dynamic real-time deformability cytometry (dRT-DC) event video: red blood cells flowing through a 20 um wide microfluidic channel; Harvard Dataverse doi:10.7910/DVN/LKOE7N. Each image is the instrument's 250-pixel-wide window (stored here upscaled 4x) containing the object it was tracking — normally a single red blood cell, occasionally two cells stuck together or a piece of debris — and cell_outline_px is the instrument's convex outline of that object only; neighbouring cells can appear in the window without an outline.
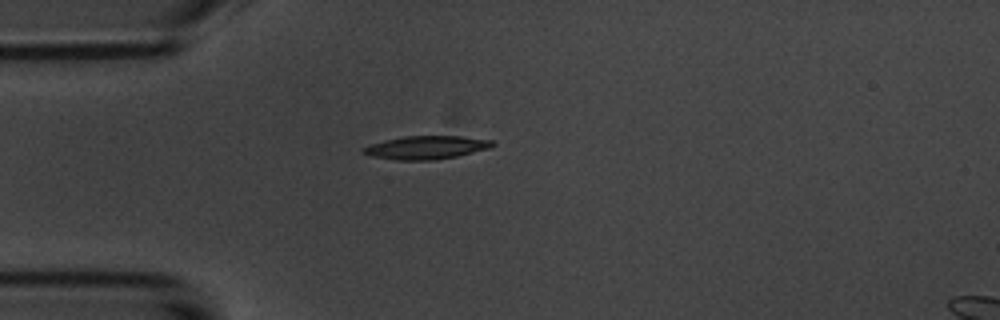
{"species": "common noctule bat (a hibernating species)", "species_latin": "Nyctalus noctula", "temperature_condition": "room temperature", "stored_images_in_passage": 5, "camera_frame_rate_fps": 3000, "um_per_image_px": 0.085, "animal": {"sex": "male", "body_mass_g": 20.1, "forearm_length_mm": 53.5}, "frame": {"image": 1, "passage_image": 1, "time_ms": 0.0, "image_size_px": [1000, 320], "cell_outline_px": [[496, 144], [488, 148], [456, 156], [432, 160], [396, 160], [368, 156], [360, 152], [360, 148], [384, 140], [404, 136], [460, 136], [492, 140]], "centroid_in_image_um": [36.15, 12.54], "position_along_channel_um": 48.8, "area_um2": 17.51}}
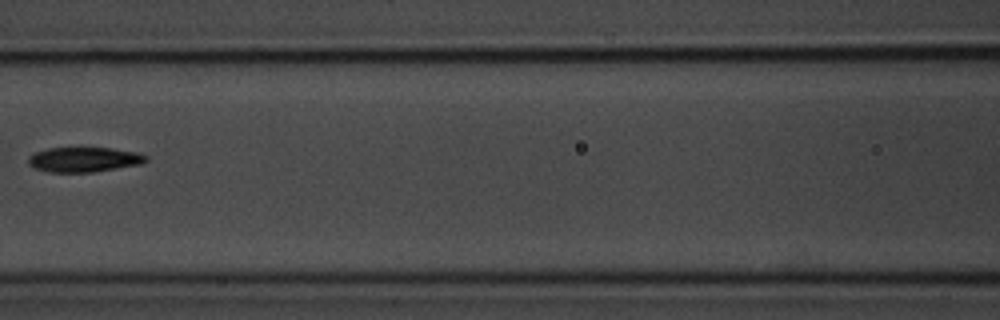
{"frame": {"image": 2, "passage_image": 4, "time_ms": 3.333, "image_size_px": [1000, 320], "cell_outline_px": [[148, 160], [140, 164], [92, 172], [48, 172], [36, 168], [28, 164], [28, 156], [36, 152], [48, 148], [112, 148], [140, 152], [148, 156]], "centroid_in_image_um": [7.16, 13.55], "position_along_channel_um": 159.4, "area_um2": 17.05}}
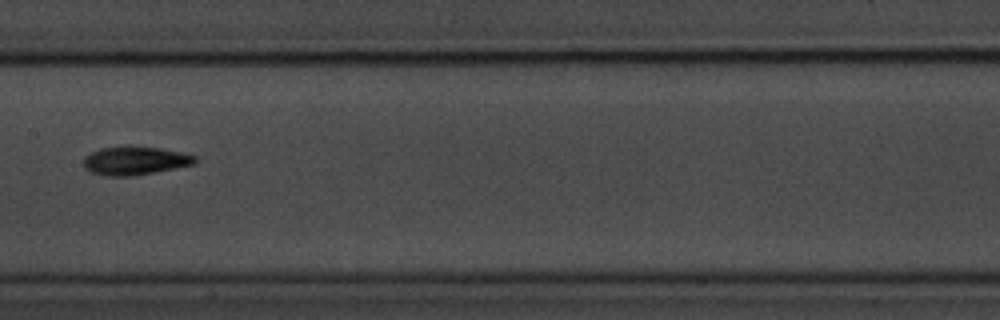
{"frame": {"image": 3, "passage_image": 5, "time_ms": 4.333, "image_size_px": [1000, 320], "cell_outline_px": [[196, 164], [152, 172], [128, 176], [104, 176], [88, 172], [84, 168], [84, 156], [100, 148], [128, 144], [160, 148], [184, 152], [196, 156]], "centroid_in_image_um": [11.44, 13.63], "position_along_channel_um": 196.0, "area_um2": 18.9}}